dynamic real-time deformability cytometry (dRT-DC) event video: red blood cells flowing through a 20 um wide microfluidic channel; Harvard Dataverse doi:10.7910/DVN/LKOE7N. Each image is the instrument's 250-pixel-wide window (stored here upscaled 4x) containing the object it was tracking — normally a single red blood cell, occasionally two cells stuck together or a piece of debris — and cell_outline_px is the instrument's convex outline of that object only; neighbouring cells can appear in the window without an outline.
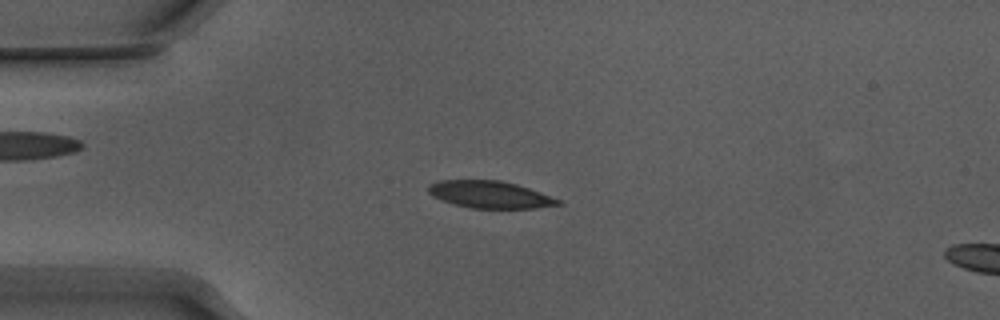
{"species": "Egyptian fruit bat (a non-hibernating species)", "species_latin": "Rousettus aegyptiacus", "temperature_condition": "warm", "stored_images_in_passage": 47, "camera_frame_rate_fps": 3000, "um_per_image_px": 0.085, "animal": {"sex": "male"}, "frame": {"image": 1, "passage_image": 7, "time_ms": 2.0, "image_size_px": [1000, 320], "cell_outline_px": [[564, 204], [536, 208], [472, 208], [440, 200], [428, 192], [428, 184], [440, 180], [500, 180], [516, 184], [540, 192], [560, 200]], "centroid_in_image_um": [41.64, 16.53], "position_along_channel_um": 43.4, "area_um2": 20.4}}
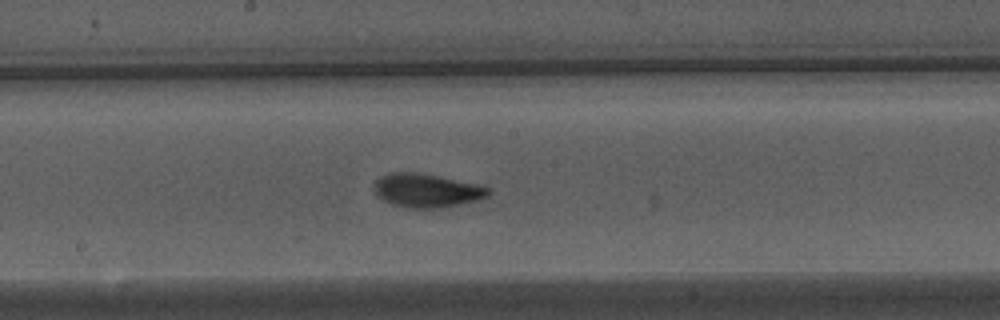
{"frame": {"image": 2, "passage_image": 22, "time_ms": 7.0, "image_size_px": [1000, 320], "cell_outline_px": [[492, 192], [488, 196], [476, 200], [444, 208], [404, 208], [392, 204], [384, 200], [376, 192], [376, 180], [380, 176], [388, 172], [416, 172], [480, 184], [488, 188]], "centroid_in_image_um": [36.3, 16.19], "position_along_channel_um": 211.9, "area_um2": 22.37}}
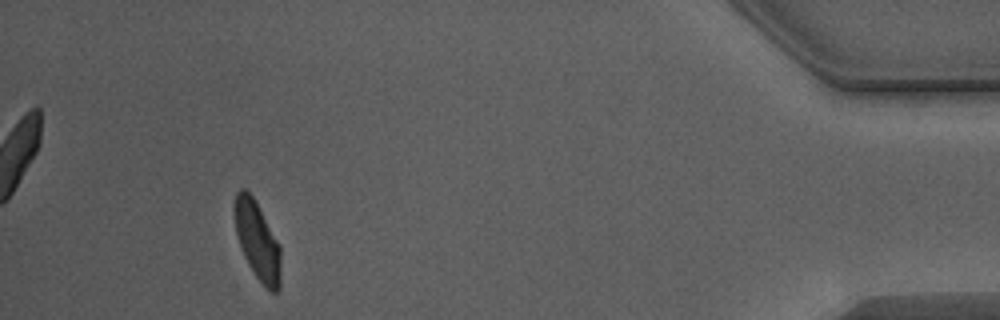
{"frame": {"image": 3, "passage_image": 43, "time_ms": 14.0, "image_size_px": [1000, 320], "cell_outline_px": [[280, 288], [276, 292], [272, 292], [256, 276], [248, 264], [240, 248], [236, 236], [232, 208], [236, 192], [240, 188], [244, 188], [252, 196], [280, 244]], "centroid_in_image_um": [21.84, 20.41], "position_along_channel_um": 413.4, "area_um2": 21.15}, "authors_computed_cell_mechanics": {"area_um2": 21.5016, "velocity_mm_per_s": 3.8274, "shape_relaxation_time_tau1_ms": 2.9054, "shape_relaxation_time_tau2_ms": 1.128, "deformation_change_tau1": 0.1401, "deformation_change_tau2": 0.0795}}